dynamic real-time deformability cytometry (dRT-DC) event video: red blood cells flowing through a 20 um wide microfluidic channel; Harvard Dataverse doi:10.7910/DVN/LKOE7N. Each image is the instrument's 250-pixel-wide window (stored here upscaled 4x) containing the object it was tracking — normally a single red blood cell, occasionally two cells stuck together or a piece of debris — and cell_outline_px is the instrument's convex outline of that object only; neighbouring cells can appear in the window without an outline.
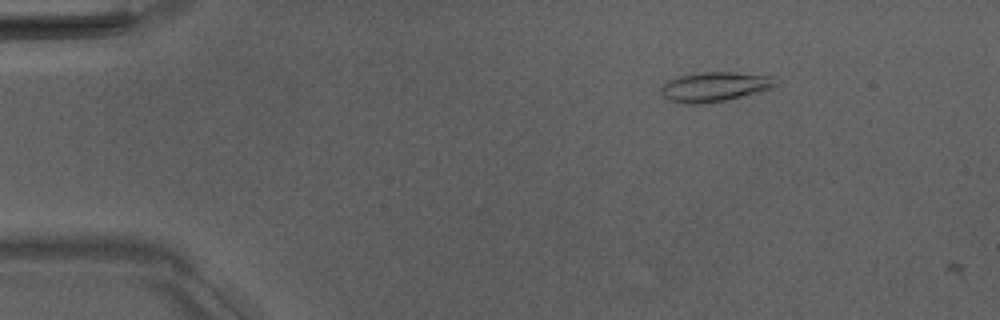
{"species": "Egyptian fruit bat (a non-hibernating species)", "species_latin": "Rousettus aegyptiacus", "temperature_condition": "room temperature", "stored_images_in_passage": 2, "camera_frame_rate_fps": 3000, "um_per_image_px": 0.085, "animal": {"sex": "male"}, "frame": {"image": 1, "passage_image": 1, "time_ms": 0.0, "image_size_px": [1000, 320], "cell_outline_px": [[780, 80], [772, 88], [724, 100], [704, 104], [684, 104], [668, 100], [660, 92], [660, 88], [668, 80], [680, 76], [700, 72], [732, 72], [772, 76]], "centroid_in_image_um": [60.73, 7.37], "position_along_channel_um": 24.3, "area_um2": 19.71}}